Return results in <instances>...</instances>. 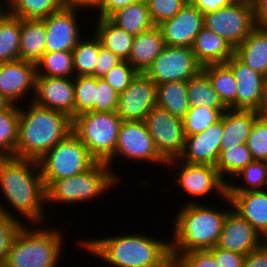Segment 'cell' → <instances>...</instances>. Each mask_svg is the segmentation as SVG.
I'll use <instances>...</instances> for the list:
<instances>
[{
    "label": "cell",
    "mask_w": 267,
    "mask_h": 267,
    "mask_svg": "<svg viewBox=\"0 0 267 267\" xmlns=\"http://www.w3.org/2000/svg\"><path fill=\"white\" fill-rule=\"evenodd\" d=\"M237 82L236 110H255L264 114L266 77L254 71L235 55L225 63Z\"/></svg>",
    "instance_id": "e0dca14e"
},
{
    "label": "cell",
    "mask_w": 267,
    "mask_h": 267,
    "mask_svg": "<svg viewBox=\"0 0 267 267\" xmlns=\"http://www.w3.org/2000/svg\"><path fill=\"white\" fill-rule=\"evenodd\" d=\"M46 28L42 19H21L19 57L36 63L45 53Z\"/></svg>",
    "instance_id": "83f0119b"
},
{
    "label": "cell",
    "mask_w": 267,
    "mask_h": 267,
    "mask_svg": "<svg viewBox=\"0 0 267 267\" xmlns=\"http://www.w3.org/2000/svg\"><path fill=\"white\" fill-rule=\"evenodd\" d=\"M255 26L267 30V0H254Z\"/></svg>",
    "instance_id": "db71d44e"
},
{
    "label": "cell",
    "mask_w": 267,
    "mask_h": 267,
    "mask_svg": "<svg viewBox=\"0 0 267 267\" xmlns=\"http://www.w3.org/2000/svg\"><path fill=\"white\" fill-rule=\"evenodd\" d=\"M2 202H4V204ZM4 205L5 201L0 200V267H3L13 239L24 225V220L21 218L19 219V217L16 218V216L13 215L14 213L9 211L10 209H6Z\"/></svg>",
    "instance_id": "b9f144b4"
},
{
    "label": "cell",
    "mask_w": 267,
    "mask_h": 267,
    "mask_svg": "<svg viewBox=\"0 0 267 267\" xmlns=\"http://www.w3.org/2000/svg\"><path fill=\"white\" fill-rule=\"evenodd\" d=\"M214 255L218 267H243L245 256L241 253H235L217 246L209 249Z\"/></svg>",
    "instance_id": "c3c4849f"
},
{
    "label": "cell",
    "mask_w": 267,
    "mask_h": 267,
    "mask_svg": "<svg viewBox=\"0 0 267 267\" xmlns=\"http://www.w3.org/2000/svg\"><path fill=\"white\" fill-rule=\"evenodd\" d=\"M243 267H267V241L245 256Z\"/></svg>",
    "instance_id": "816d5d0a"
},
{
    "label": "cell",
    "mask_w": 267,
    "mask_h": 267,
    "mask_svg": "<svg viewBox=\"0 0 267 267\" xmlns=\"http://www.w3.org/2000/svg\"><path fill=\"white\" fill-rule=\"evenodd\" d=\"M146 235L127 232L96 239L85 237L83 240L78 239L76 243L80 245L81 250H87L91 256L112 267L160 266L171 255L170 240Z\"/></svg>",
    "instance_id": "7a4b0ae2"
},
{
    "label": "cell",
    "mask_w": 267,
    "mask_h": 267,
    "mask_svg": "<svg viewBox=\"0 0 267 267\" xmlns=\"http://www.w3.org/2000/svg\"><path fill=\"white\" fill-rule=\"evenodd\" d=\"M116 173L107 163L97 161L83 173L53 180L46 187V203H64L76 207V204L100 199L119 184L121 178L118 172Z\"/></svg>",
    "instance_id": "8992f818"
},
{
    "label": "cell",
    "mask_w": 267,
    "mask_h": 267,
    "mask_svg": "<svg viewBox=\"0 0 267 267\" xmlns=\"http://www.w3.org/2000/svg\"><path fill=\"white\" fill-rule=\"evenodd\" d=\"M78 11L79 14L83 12L80 9L63 7L42 19L46 28L45 52L73 51L84 36Z\"/></svg>",
    "instance_id": "2e32d148"
},
{
    "label": "cell",
    "mask_w": 267,
    "mask_h": 267,
    "mask_svg": "<svg viewBox=\"0 0 267 267\" xmlns=\"http://www.w3.org/2000/svg\"><path fill=\"white\" fill-rule=\"evenodd\" d=\"M265 241L248 221L231 209L226 215L216 246L247 255L252 250L261 246Z\"/></svg>",
    "instance_id": "44dd1931"
},
{
    "label": "cell",
    "mask_w": 267,
    "mask_h": 267,
    "mask_svg": "<svg viewBox=\"0 0 267 267\" xmlns=\"http://www.w3.org/2000/svg\"><path fill=\"white\" fill-rule=\"evenodd\" d=\"M167 46L192 47L204 27V14L190 1L171 19L157 26Z\"/></svg>",
    "instance_id": "ac0fdd59"
},
{
    "label": "cell",
    "mask_w": 267,
    "mask_h": 267,
    "mask_svg": "<svg viewBox=\"0 0 267 267\" xmlns=\"http://www.w3.org/2000/svg\"><path fill=\"white\" fill-rule=\"evenodd\" d=\"M187 93L190 108L208 106L217 110H227L202 69L187 81Z\"/></svg>",
    "instance_id": "1f68e13d"
},
{
    "label": "cell",
    "mask_w": 267,
    "mask_h": 267,
    "mask_svg": "<svg viewBox=\"0 0 267 267\" xmlns=\"http://www.w3.org/2000/svg\"><path fill=\"white\" fill-rule=\"evenodd\" d=\"M157 106L170 114L184 118L190 109L187 81L165 82L157 85Z\"/></svg>",
    "instance_id": "f546056e"
},
{
    "label": "cell",
    "mask_w": 267,
    "mask_h": 267,
    "mask_svg": "<svg viewBox=\"0 0 267 267\" xmlns=\"http://www.w3.org/2000/svg\"><path fill=\"white\" fill-rule=\"evenodd\" d=\"M157 85L145 74L138 73L119 94L116 113L122 121H144L157 106Z\"/></svg>",
    "instance_id": "5bb4252c"
},
{
    "label": "cell",
    "mask_w": 267,
    "mask_h": 267,
    "mask_svg": "<svg viewBox=\"0 0 267 267\" xmlns=\"http://www.w3.org/2000/svg\"><path fill=\"white\" fill-rule=\"evenodd\" d=\"M192 51L197 62L203 67L226 63L234 55L235 49L223 37L204 26L196 35Z\"/></svg>",
    "instance_id": "603a6c76"
},
{
    "label": "cell",
    "mask_w": 267,
    "mask_h": 267,
    "mask_svg": "<svg viewBox=\"0 0 267 267\" xmlns=\"http://www.w3.org/2000/svg\"><path fill=\"white\" fill-rule=\"evenodd\" d=\"M88 38L82 37L72 51L75 76H94L96 60L102 46L93 31Z\"/></svg>",
    "instance_id": "d6a6232c"
},
{
    "label": "cell",
    "mask_w": 267,
    "mask_h": 267,
    "mask_svg": "<svg viewBox=\"0 0 267 267\" xmlns=\"http://www.w3.org/2000/svg\"><path fill=\"white\" fill-rule=\"evenodd\" d=\"M120 29L137 36L154 27L146 0H139L118 10L109 18Z\"/></svg>",
    "instance_id": "f1b7e54d"
},
{
    "label": "cell",
    "mask_w": 267,
    "mask_h": 267,
    "mask_svg": "<svg viewBox=\"0 0 267 267\" xmlns=\"http://www.w3.org/2000/svg\"><path fill=\"white\" fill-rule=\"evenodd\" d=\"M253 161L247 145L240 144L235 147H227V150L222 151L215 167L222 179L229 183L238 172Z\"/></svg>",
    "instance_id": "d590c367"
},
{
    "label": "cell",
    "mask_w": 267,
    "mask_h": 267,
    "mask_svg": "<svg viewBox=\"0 0 267 267\" xmlns=\"http://www.w3.org/2000/svg\"><path fill=\"white\" fill-rule=\"evenodd\" d=\"M3 2V3H2ZM7 2V3H6ZM5 6V7H4ZM10 14L9 0H0V23Z\"/></svg>",
    "instance_id": "9f6ffc18"
},
{
    "label": "cell",
    "mask_w": 267,
    "mask_h": 267,
    "mask_svg": "<svg viewBox=\"0 0 267 267\" xmlns=\"http://www.w3.org/2000/svg\"><path fill=\"white\" fill-rule=\"evenodd\" d=\"M204 26L235 49L256 27L253 2L234 1L228 7L204 13Z\"/></svg>",
    "instance_id": "30bf717a"
},
{
    "label": "cell",
    "mask_w": 267,
    "mask_h": 267,
    "mask_svg": "<svg viewBox=\"0 0 267 267\" xmlns=\"http://www.w3.org/2000/svg\"><path fill=\"white\" fill-rule=\"evenodd\" d=\"M122 61L118 56L107 50L103 46L99 49L98 59L96 60L94 77L103 78L115 65Z\"/></svg>",
    "instance_id": "681fc988"
},
{
    "label": "cell",
    "mask_w": 267,
    "mask_h": 267,
    "mask_svg": "<svg viewBox=\"0 0 267 267\" xmlns=\"http://www.w3.org/2000/svg\"><path fill=\"white\" fill-rule=\"evenodd\" d=\"M27 225L29 223L24 224L13 239L3 267H59L65 249L63 232L58 228H45L44 224L30 228Z\"/></svg>",
    "instance_id": "5b68a950"
},
{
    "label": "cell",
    "mask_w": 267,
    "mask_h": 267,
    "mask_svg": "<svg viewBox=\"0 0 267 267\" xmlns=\"http://www.w3.org/2000/svg\"><path fill=\"white\" fill-rule=\"evenodd\" d=\"M35 64L37 76L75 77L72 51L45 52Z\"/></svg>",
    "instance_id": "836d02e7"
},
{
    "label": "cell",
    "mask_w": 267,
    "mask_h": 267,
    "mask_svg": "<svg viewBox=\"0 0 267 267\" xmlns=\"http://www.w3.org/2000/svg\"><path fill=\"white\" fill-rule=\"evenodd\" d=\"M97 160L71 132L39 160L45 188L53 181L89 170Z\"/></svg>",
    "instance_id": "ba28073f"
},
{
    "label": "cell",
    "mask_w": 267,
    "mask_h": 267,
    "mask_svg": "<svg viewBox=\"0 0 267 267\" xmlns=\"http://www.w3.org/2000/svg\"><path fill=\"white\" fill-rule=\"evenodd\" d=\"M225 111L208 106L191 107L182 119L185 136L203 132L218 121Z\"/></svg>",
    "instance_id": "ab89813d"
},
{
    "label": "cell",
    "mask_w": 267,
    "mask_h": 267,
    "mask_svg": "<svg viewBox=\"0 0 267 267\" xmlns=\"http://www.w3.org/2000/svg\"><path fill=\"white\" fill-rule=\"evenodd\" d=\"M157 267H175L174 258L170 255L160 266Z\"/></svg>",
    "instance_id": "6f0895ef"
},
{
    "label": "cell",
    "mask_w": 267,
    "mask_h": 267,
    "mask_svg": "<svg viewBox=\"0 0 267 267\" xmlns=\"http://www.w3.org/2000/svg\"><path fill=\"white\" fill-rule=\"evenodd\" d=\"M212 87L227 109L236 110L237 82L232 70L224 64H210L202 67Z\"/></svg>",
    "instance_id": "4dcf8cb0"
},
{
    "label": "cell",
    "mask_w": 267,
    "mask_h": 267,
    "mask_svg": "<svg viewBox=\"0 0 267 267\" xmlns=\"http://www.w3.org/2000/svg\"><path fill=\"white\" fill-rule=\"evenodd\" d=\"M200 12L209 13L228 7L235 0H189Z\"/></svg>",
    "instance_id": "f5cc1de1"
},
{
    "label": "cell",
    "mask_w": 267,
    "mask_h": 267,
    "mask_svg": "<svg viewBox=\"0 0 267 267\" xmlns=\"http://www.w3.org/2000/svg\"><path fill=\"white\" fill-rule=\"evenodd\" d=\"M235 1H247V2H253L254 0H235Z\"/></svg>",
    "instance_id": "94428289"
},
{
    "label": "cell",
    "mask_w": 267,
    "mask_h": 267,
    "mask_svg": "<svg viewBox=\"0 0 267 267\" xmlns=\"http://www.w3.org/2000/svg\"><path fill=\"white\" fill-rule=\"evenodd\" d=\"M232 209L248 221L267 241V189L227 192Z\"/></svg>",
    "instance_id": "7402d4cb"
},
{
    "label": "cell",
    "mask_w": 267,
    "mask_h": 267,
    "mask_svg": "<svg viewBox=\"0 0 267 267\" xmlns=\"http://www.w3.org/2000/svg\"><path fill=\"white\" fill-rule=\"evenodd\" d=\"M139 0H100L98 7L93 11L100 18H110L115 12Z\"/></svg>",
    "instance_id": "f907efd6"
},
{
    "label": "cell",
    "mask_w": 267,
    "mask_h": 267,
    "mask_svg": "<svg viewBox=\"0 0 267 267\" xmlns=\"http://www.w3.org/2000/svg\"><path fill=\"white\" fill-rule=\"evenodd\" d=\"M138 72L126 60L115 65L102 79L118 94L122 93L136 77Z\"/></svg>",
    "instance_id": "f6af8a7d"
},
{
    "label": "cell",
    "mask_w": 267,
    "mask_h": 267,
    "mask_svg": "<svg viewBox=\"0 0 267 267\" xmlns=\"http://www.w3.org/2000/svg\"><path fill=\"white\" fill-rule=\"evenodd\" d=\"M21 19L9 14L0 23V63L19 60Z\"/></svg>",
    "instance_id": "74e56055"
},
{
    "label": "cell",
    "mask_w": 267,
    "mask_h": 267,
    "mask_svg": "<svg viewBox=\"0 0 267 267\" xmlns=\"http://www.w3.org/2000/svg\"><path fill=\"white\" fill-rule=\"evenodd\" d=\"M264 114H267V77H266L265 100H264Z\"/></svg>",
    "instance_id": "91938a15"
},
{
    "label": "cell",
    "mask_w": 267,
    "mask_h": 267,
    "mask_svg": "<svg viewBox=\"0 0 267 267\" xmlns=\"http://www.w3.org/2000/svg\"><path fill=\"white\" fill-rule=\"evenodd\" d=\"M262 113L255 110L227 109L223 113V133L220 153L227 147L246 144L253 124Z\"/></svg>",
    "instance_id": "cb8c5ba5"
},
{
    "label": "cell",
    "mask_w": 267,
    "mask_h": 267,
    "mask_svg": "<svg viewBox=\"0 0 267 267\" xmlns=\"http://www.w3.org/2000/svg\"><path fill=\"white\" fill-rule=\"evenodd\" d=\"M119 94L102 78H97L96 112H116Z\"/></svg>",
    "instance_id": "bcb514c9"
},
{
    "label": "cell",
    "mask_w": 267,
    "mask_h": 267,
    "mask_svg": "<svg viewBox=\"0 0 267 267\" xmlns=\"http://www.w3.org/2000/svg\"><path fill=\"white\" fill-rule=\"evenodd\" d=\"M171 166L179 169L177 174L173 175V177L175 176L174 186L181 187L182 191L193 197L188 196L191 200L184 204L200 203V198L203 197L202 199L205 200L212 195V192H216L214 194L217 196L219 194L218 197L221 199L227 196V183L222 179L215 166L185 163L178 158L167 161L166 167L170 169Z\"/></svg>",
    "instance_id": "9c48e42d"
},
{
    "label": "cell",
    "mask_w": 267,
    "mask_h": 267,
    "mask_svg": "<svg viewBox=\"0 0 267 267\" xmlns=\"http://www.w3.org/2000/svg\"><path fill=\"white\" fill-rule=\"evenodd\" d=\"M234 55L245 65L267 77V30L255 27L235 48Z\"/></svg>",
    "instance_id": "484cf974"
},
{
    "label": "cell",
    "mask_w": 267,
    "mask_h": 267,
    "mask_svg": "<svg viewBox=\"0 0 267 267\" xmlns=\"http://www.w3.org/2000/svg\"><path fill=\"white\" fill-rule=\"evenodd\" d=\"M20 105L10 104L0 111V158L15 157Z\"/></svg>",
    "instance_id": "e575fe53"
},
{
    "label": "cell",
    "mask_w": 267,
    "mask_h": 267,
    "mask_svg": "<svg viewBox=\"0 0 267 267\" xmlns=\"http://www.w3.org/2000/svg\"><path fill=\"white\" fill-rule=\"evenodd\" d=\"M74 80L36 76L33 102L47 109L57 110L74 118Z\"/></svg>",
    "instance_id": "d6986e66"
},
{
    "label": "cell",
    "mask_w": 267,
    "mask_h": 267,
    "mask_svg": "<svg viewBox=\"0 0 267 267\" xmlns=\"http://www.w3.org/2000/svg\"><path fill=\"white\" fill-rule=\"evenodd\" d=\"M118 158L151 165L166 166L167 161L159 154L144 121H122L114 155L106 162L111 169ZM114 163V164H113Z\"/></svg>",
    "instance_id": "8fae6325"
},
{
    "label": "cell",
    "mask_w": 267,
    "mask_h": 267,
    "mask_svg": "<svg viewBox=\"0 0 267 267\" xmlns=\"http://www.w3.org/2000/svg\"><path fill=\"white\" fill-rule=\"evenodd\" d=\"M9 105L10 104L8 103V101L2 95H0V111L4 110Z\"/></svg>",
    "instance_id": "680465c9"
},
{
    "label": "cell",
    "mask_w": 267,
    "mask_h": 267,
    "mask_svg": "<svg viewBox=\"0 0 267 267\" xmlns=\"http://www.w3.org/2000/svg\"><path fill=\"white\" fill-rule=\"evenodd\" d=\"M159 154L166 160L177 159L185 145L183 120L155 106L144 120Z\"/></svg>",
    "instance_id": "7c38bea8"
},
{
    "label": "cell",
    "mask_w": 267,
    "mask_h": 267,
    "mask_svg": "<svg viewBox=\"0 0 267 267\" xmlns=\"http://www.w3.org/2000/svg\"><path fill=\"white\" fill-rule=\"evenodd\" d=\"M74 80V117L94 111L96 102L97 77L75 76Z\"/></svg>",
    "instance_id": "60d3db41"
},
{
    "label": "cell",
    "mask_w": 267,
    "mask_h": 267,
    "mask_svg": "<svg viewBox=\"0 0 267 267\" xmlns=\"http://www.w3.org/2000/svg\"><path fill=\"white\" fill-rule=\"evenodd\" d=\"M175 267H218L214 255L209 250H194L179 254Z\"/></svg>",
    "instance_id": "7dc6e473"
},
{
    "label": "cell",
    "mask_w": 267,
    "mask_h": 267,
    "mask_svg": "<svg viewBox=\"0 0 267 267\" xmlns=\"http://www.w3.org/2000/svg\"><path fill=\"white\" fill-rule=\"evenodd\" d=\"M122 119L116 112L90 111L72 119V133L98 162L115 153Z\"/></svg>",
    "instance_id": "52a82bcc"
},
{
    "label": "cell",
    "mask_w": 267,
    "mask_h": 267,
    "mask_svg": "<svg viewBox=\"0 0 267 267\" xmlns=\"http://www.w3.org/2000/svg\"><path fill=\"white\" fill-rule=\"evenodd\" d=\"M202 69L192 47L165 46L145 74L156 84L188 81Z\"/></svg>",
    "instance_id": "4fadbf2b"
},
{
    "label": "cell",
    "mask_w": 267,
    "mask_h": 267,
    "mask_svg": "<svg viewBox=\"0 0 267 267\" xmlns=\"http://www.w3.org/2000/svg\"><path fill=\"white\" fill-rule=\"evenodd\" d=\"M72 132V119L65 113L28 102L20 104L15 157L39 160Z\"/></svg>",
    "instance_id": "3957f363"
},
{
    "label": "cell",
    "mask_w": 267,
    "mask_h": 267,
    "mask_svg": "<svg viewBox=\"0 0 267 267\" xmlns=\"http://www.w3.org/2000/svg\"><path fill=\"white\" fill-rule=\"evenodd\" d=\"M234 178L236 181L242 178L244 184L241 181H239L240 184L238 182L236 183V181L234 182ZM264 189H267V161L254 160L227 183V192H245Z\"/></svg>",
    "instance_id": "8d00e7d4"
},
{
    "label": "cell",
    "mask_w": 267,
    "mask_h": 267,
    "mask_svg": "<svg viewBox=\"0 0 267 267\" xmlns=\"http://www.w3.org/2000/svg\"><path fill=\"white\" fill-rule=\"evenodd\" d=\"M63 7L62 0H9L10 14L20 19H43Z\"/></svg>",
    "instance_id": "f35d334b"
},
{
    "label": "cell",
    "mask_w": 267,
    "mask_h": 267,
    "mask_svg": "<svg viewBox=\"0 0 267 267\" xmlns=\"http://www.w3.org/2000/svg\"><path fill=\"white\" fill-rule=\"evenodd\" d=\"M227 208L209 207V203L184 204L174 216L170 251L175 259L179 254L194 250H209L216 246L226 215L232 209L228 196L224 198ZM226 209V210H225ZM173 235V236H172Z\"/></svg>",
    "instance_id": "277c9868"
},
{
    "label": "cell",
    "mask_w": 267,
    "mask_h": 267,
    "mask_svg": "<svg viewBox=\"0 0 267 267\" xmlns=\"http://www.w3.org/2000/svg\"><path fill=\"white\" fill-rule=\"evenodd\" d=\"M246 145L254 160L267 161V114L256 119Z\"/></svg>",
    "instance_id": "7bdbcfd3"
},
{
    "label": "cell",
    "mask_w": 267,
    "mask_h": 267,
    "mask_svg": "<svg viewBox=\"0 0 267 267\" xmlns=\"http://www.w3.org/2000/svg\"><path fill=\"white\" fill-rule=\"evenodd\" d=\"M92 19L96 24L94 30L95 35L99 38L101 45L110 50L122 60H128L134 36L120 29L109 18L95 17ZM97 22V23H96Z\"/></svg>",
    "instance_id": "4316f807"
},
{
    "label": "cell",
    "mask_w": 267,
    "mask_h": 267,
    "mask_svg": "<svg viewBox=\"0 0 267 267\" xmlns=\"http://www.w3.org/2000/svg\"><path fill=\"white\" fill-rule=\"evenodd\" d=\"M0 190L8 207L27 223H46V188L38 160L0 158Z\"/></svg>",
    "instance_id": "6da1fadb"
},
{
    "label": "cell",
    "mask_w": 267,
    "mask_h": 267,
    "mask_svg": "<svg viewBox=\"0 0 267 267\" xmlns=\"http://www.w3.org/2000/svg\"><path fill=\"white\" fill-rule=\"evenodd\" d=\"M189 0H146L154 26L173 18Z\"/></svg>",
    "instance_id": "ee69618b"
},
{
    "label": "cell",
    "mask_w": 267,
    "mask_h": 267,
    "mask_svg": "<svg viewBox=\"0 0 267 267\" xmlns=\"http://www.w3.org/2000/svg\"><path fill=\"white\" fill-rule=\"evenodd\" d=\"M63 6L66 8H75L80 10H87L90 9L94 11L98 5L100 0H62ZM93 8V9H92Z\"/></svg>",
    "instance_id": "11a10c76"
},
{
    "label": "cell",
    "mask_w": 267,
    "mask_h": 267,
    "mask_svg": "<svg viewBox=\"0 0 267 267\" xmlns=\"http://www.w3.org/2000/svg\"><path fill=\"white\" fill-rule=\"evenodd\" d=\"M223 133V114L201 133L185 137V145L179 160L191 164L215 166L220 155Z\"/></svg>",
    "instance_id": "ffe728a7"
},
{
    "label": "cell",
    "mask_w": 267,
    "mask_h": 267,
    "mask_svg": "<svg viewBox=\"0 0 267 267\" xmlns=\"http://www.w3.org/2000/svg\"><path fill=\"white\" fill-rule=\"evenodd\" d=\"M36 64L22 59L0 63V95L9 104L31 102L35 93ZM29 95V96H27ZM31 99H26L25 98ZM20 101V102H19Z\"/></svg>",
    "instance_id": "9a60e30c"
},
{
    "label": "cell",
    "mask_w": 267,
    "mask_h": 267,
    "mask_svg": "<svg viewBox=\"0 0 267 267\" xmlns=\"http://www.w3.org/2000/svg\"><path fill=\"white\" fill-rule=\"evenodd\" d=\"M165 46L160 29L154 26L152 29L134 36L127 61L138 73H145Z\"/></svg>",
    "instance_id": "d4e9b609"
}]
</instances>
